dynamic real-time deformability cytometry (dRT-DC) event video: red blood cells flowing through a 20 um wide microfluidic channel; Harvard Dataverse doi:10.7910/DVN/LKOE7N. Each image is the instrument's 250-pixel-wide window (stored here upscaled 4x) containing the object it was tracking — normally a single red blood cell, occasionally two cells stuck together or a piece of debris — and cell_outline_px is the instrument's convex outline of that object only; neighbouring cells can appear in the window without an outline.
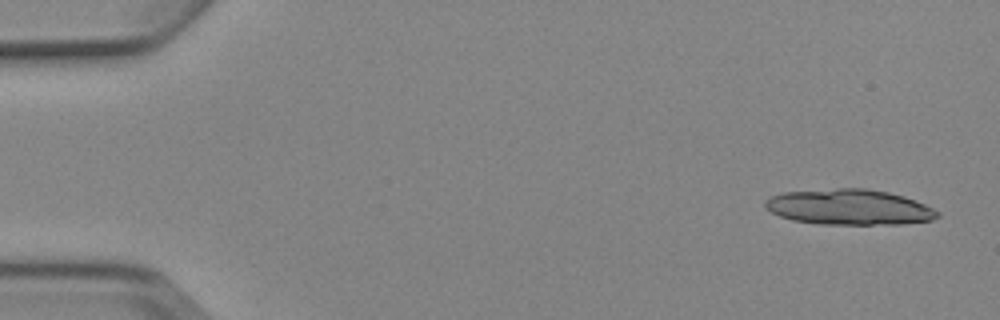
{"species": "Egyptian fruit bat (a non-hibernating species)", "species_latin": "Rousettus aegyptiacus", "temperature_condition": "cold", "stored_images_in_passage": 5, "camera_frame_rate_fps": 3000, "um_per_image_px": 0.085, "animal": {"sex": "female"}, "frame": {"image": 1, "passage_image": 1, "time_ms": 0.0, "image_size_px": [1000, 320], "cell_outline_px": [[940, 216], [932, 220], [900, 224], [820, 224], [792, 220], [780, 216], [764, 208], [764, 200], [768, 196], [784, 192], [836, 188], [868, 188], [888, 192], [904, 196], [924, 204], [940, 212]], "centroid_in_image_um": [72.15, 17.6], "position_along_channel_um": 12.8, "area_um2": 35.89}}